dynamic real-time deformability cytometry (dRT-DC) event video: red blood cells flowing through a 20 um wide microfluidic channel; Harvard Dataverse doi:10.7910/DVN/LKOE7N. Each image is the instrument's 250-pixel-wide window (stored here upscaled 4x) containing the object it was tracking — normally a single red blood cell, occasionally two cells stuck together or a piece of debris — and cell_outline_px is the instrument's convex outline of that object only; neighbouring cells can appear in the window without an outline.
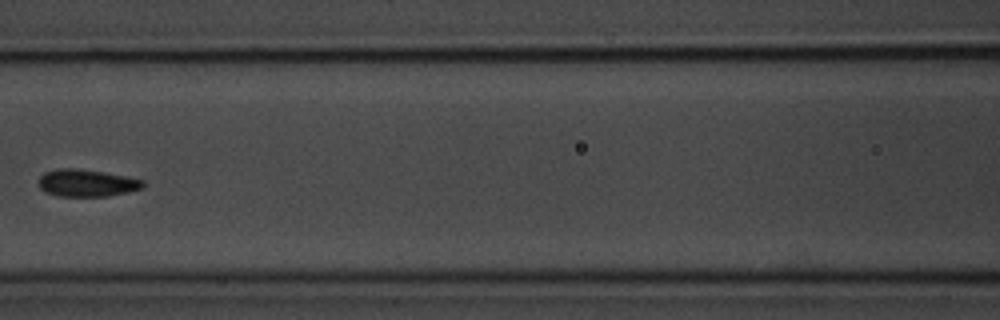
{"species": "common noctule bat (a hibernating species)", "species_latin": "Nyctalus noctula", "temperature_condition": "room temperature", "stored_images_in_passage": 16, "camera_frame_rate_fps": 3000, "um_per_image_px": 0.085, "animal": {"sex": "male", "body_mass_g": 20.1, "forearm_length_mm": 53.5}, "frame": {"image": 1, "passage_image": 7, "time_ms": 8.0, "image_size_px": [1000, 320], "cell_outline_px": [[144, 188], [128, 192], [108, 196], [56, 196], [44, 192], [40, 188], [40, 176], [44, 172], [56, 168], [76, 168], [104, 172], [128, 176], [144, 180]], "centroid_in_image_um": [7.38, 15.55], "position_along_channel_um": 159.2, "area_um2": 16.76}}
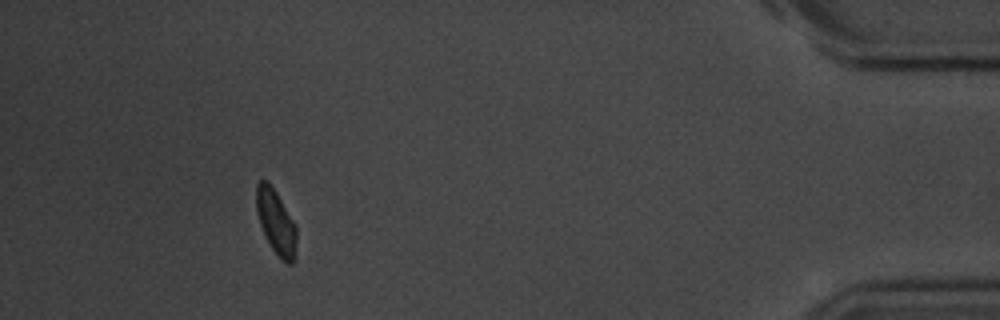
{"frame": {"image": 2, "passage_image": 14, "time_ms": 17.0, "image_size_px": [1000, 320], "cell_outline_px": [[296, 260], [292, 264], [288, 264], [272, 248], [260, 224], [256, 212], [256, 184], [260, 180], [268, 180], [276, 192], [296, 224]], "centroid_in_image_um": [23.47, 18.84], "position_along_channel_um": 411.7, "area_um2": 15.09}, "authors_computed_cell_mechanics": {"area_um2": 15.8083, "velocity_mm_per_s": 3.4982, "shape_relaxation_time_tau1_ms": 1.992, "shape_relaxation_time_tau2_ms": 1.856, "deformation_change_tau1": 0.0651, "deformation_change_tau2": 0.0587}}